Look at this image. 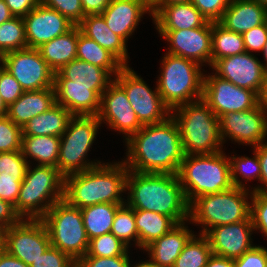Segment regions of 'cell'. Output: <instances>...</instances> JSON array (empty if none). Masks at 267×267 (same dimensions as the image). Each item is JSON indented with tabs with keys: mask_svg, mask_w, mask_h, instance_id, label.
<instances>
[{
	"mask_svg": "<svg viewBox=\"0 0 267 267\" xmlns=\"http://www.w3.org/2000/svg\"><path fill=\"white\" fill-rule=\"evenodd\" d=\"M128 170L139 173L177 174L184 158L180 131L169 116L164 122L143 125L126 141Z\"/></svg>",
	"mask_w": 267,
	"mask_h": 267,
	"instance_id": "cell-1",
	"label": "cell"
},
{
	"mask_svg": "<svg viewBox=\"0 0 267 267\" xmlns=\"http://www.w3.org/2000/svg\"><path fill=\"white\" fill-rule=\"evenodd\" d=\"M126 204L171 217L177 224L189 221V203L177 174L128 171Z\"/></svg>",
	"mask_w": 267,
	"mask_h": 267,
	"instance_id": "cell-2",
	"label": "cell"
},
{
	"mask_svg": "<svg viewBox=\"0 0 267 267\" xmlns=\"http://www.w3.org/2000/svg\"><path fill=\"white\" fill-rule=\"evenodd\" d=\"M113 163V164H112ZM101 163L64 177V199L79 209L101 203L126 204L128 168L123 161Z\"/></svg>",
	"mask_w": 267,
	"mask_h": 267,
	"instance_id": "cell-3",
	"label": "cell"
},
{
	"mask_svg": "<svg viewBox=\"0 0 267 267\" xmlns=\"http://www.w3.org/2000/svg\"><path fill=\"white\" fill-rule=\"evenodd\" d=\"M171 116L178 125L185 155L222 151L219 118L203 99L176 107Z\"/></svg>",
	"mask_w": 267,
	"mask_h": 267,
	"instance_id": "cell-4",
	"label": "cell"
},
{
	"mask_svg": "<svg viewBox=\"0 0 267 267\" xmlns=\"http://www.w3.org/2000/svg\"><path fill=\"white\" fill-rule=\"evenodd\" d=\"M223 151L184 155L177 176L189 205L200 196L234 187L230 159Z\"/></svg>",
	"mask_w": 267,
	"mask_h": 267,
	"instance_id": "cell-5",
	"label": "cell"
},
{
	"mask_svg": "<svg viewBox=\"0 0 267 267\" xmlns=\"http://www.w3.org/2000/svg\"><path fill=\"white\" fill-rule=\"evenodd\" d=\"M232 187L229 190L206 194L196 198L189 205V222L202 225L200 234H206L213 227L247 220L251 212L253 191Z\"/></svg>",
	"mask_w": 267,
	"mask_h": 267,
	"instance_id": "cell-6",
	"label": "cell"
},
{
	"mask_svg": "<svg viewBox=\"0 0 267 267\" xmlns=\"http://www.w3.org/2000/svg\"><path fill=\"white\" fill-rule=\"evenodd\" d=\"M161 60L157 88L170 110L202 99L204 73L200 64L170 53L164 54Z\"/></svg>",
	"mask_w": 267,
	"mask_h": 267,
	"instance_id": "cell-7",
	"label": "cell"
},
{
	"mask_svg": "<svg viewBox=\"0 0 267 267\" xmlns=\"http://www.w3.org/2000/svg\"><path fill=\"white\" fill-rule=\"evenodd\" d=\"M28 165L20 185L16 212L22 219H41L50 207L64 199V176L53 166Z\"/></svg>",
	"mask_w": 267,
	"mask_h": 267,
	"instance_id": "cell-8",
	"label": "cell"
},
{
	"mask_svg": "<svg viewBox=\"0 0 267 267\" xmlns=\"http://www.w3.org/2000/svg\"><path fill=\"white\" fill-rule=\"evenodd\" d=\"M41 220L47 228L52 247L58 248L75 262L87 254L89 239L81 209L62 199L53 204Z\"/></svg>",
	"mask_w": 267,
	"mask_h": 267,
	"instance_id": "cell-9",
	"label": "cell"
},
{
	"mask_svg": "<svg viewBox=\"0 0 267 267\" xmlns=\"http://www.w3.org/2000/svg\"><path fill=\"white\" fill-rule=\"evenodd\" d=\"M101 126L97 116H73L70 119L66 131L60 137L57 163V168L64 177L102 163L100 160L96 162L87 159Z\"/></svg>",
	"mask_w": 267,
	"mask_h": 267,
	"instance_id": "cell-10",
	"label": "cell"
},
{
	"mask_svg": "<svg viewBox=\"0 0 267 267\" xmlns=\"http://www.w3.org/2000/svg\"><path fill=\"white\" fill-rule=\"evenodd\" d=\"M112 78L125 91L129 103L143 125L158 124L171 116V110L163 103L157 85L152 90L129 65L124 66Z\"/></svg>",
	"mask_w": 267,
	"mask_h": 267,
	"instance_id": "cell-11",
	"label": "cell"
},
{
	"mask_svg": "<svg viewBox=\"0 0 267 267\" xmlns=\"http://www.w3.org/2000/svg\"><path fill=\"white\" fill-rule=\"evenodd\" d=\"M4 250L30 266L50 246L47 228L41 219H22L0 234Z\"/></svg>",
	"mask_w": 267,
	"mask_h": 267,
	"instance_id": "cell-12",
	"label": "cell"
},
{
	"mask_svg": "<svg viewBox=\"0 0 267 267\" xmlns=\"http://www.w3.org/2000/svg\"><path fill=\"white\" fill-rule=\"evenodd\" d=\"M202 99L218 118L229 112L251 110L259 104L255 91L238 87L213 73L204 74Z\"/></svg>",
	"mask_w": 267,
	"mask_h": 267,
	"instance_id": "cell-13",
	"label": "cell"
},
{
	"mask_svg": "<svg viewBox=\"0 0 267 267\" xmlns=\"http://www.w3.org/2000/svg\"><path fill=\"white\" fill-rule=\"evenodd\" d=\"M219 124L223 143L229 138L253 148L267 142V109L260 103L251 110L222 115Z\"/></svg>",
	"mask_w": 267,
	"mask_h": 267,
	"instance_id": "cell-14",
	"label": "cell"
},
{
	"mask_svg": "<svg viewBox=\"0 0 267 267\" xmlns=\"http://www.w3.org/2000/svg\"><path fill=\"white\" fill-rule=\"evenodd\" d=\"M4 68L24 91L54 88V72L38 49L27 47L4 54Z\"/></svg>",
	"mask_w": 267,
	"mask_h": 267,
	"instance_id": "cell-15",
	"label": "cell"
},
{
	"mask_svg": "<svg viewBox=\"0 0 267 267\" xmlns=\"http://www.w3.org/2000/svg\"><path fill=\"white\" fill-rule=\"evenodd\" d=\"M157 31L170 44L166 53L212 66V22L193 29Z\"/></svg>",
	"mask_w": 267,
	"mask_h": 267,
	"instance_id": "cell-16",
	"label": "cell"
},
{
	"mask_svg": "<svg viewBox=\"0 0 267 267\" xmlns=\"http://www.w3.org/2000/svg\"><path fill=\"white\" fill-rule=\"evenodd\" d=\"M99 121L122 133L124 141L138 132L143 124L133 110L125 91L113 81L101 95Z\"/></svg>",
	"mask_w": 267,
	"mask_h": 267,
	"instance_id": "cell-17",
	"label": "cell"
},
{
	"mask_svg": "<svg viewBox=\"0 0 267 267\" xmlns=\"http://www.w3.org/2000/svg\"><path fill=\"white\" fill-rule=\"evenodd\" d=\"M28 48H39L46 42L65 34L75 24L56 10L40 2L23 17Z\"/></svg>",
	"mask_w": 267,
	"mask_h": 267,
	"instance_id": "cell-18",
	"label": "cell"
},
{
	"mask_svg": "<svg viewBox=\"0 0 267 267\" xmlns=\"http://www.w3.org/2000/svg\"><path fill=\"white\" fill-rule=\"evenodd\" d=\"M215 75L232 82L234 85L259 94L262 83L264 68L262 61L256 55L243 52L238 55L221 58L212 66Z\"/></svg>",
	"mask_w": 267,
	"mask_h": 267,
	"instance_id": "cell-19",
	"label": "cell"
},
{
	"mask_svg": "<svg viewBox=\"0 0 267 267\" xmlns=\"http://www.w3.org/2000/svg\"><path fill=\"white\" fill-rule=\"evenodd\" d=\"M253 231L250 216L244 221L213 227L205 235L214 255L234 260L255 246L251 237Z\"/></svg>",
	"mask_w": 267,
	"mask_h": 267,
	"instance_id": "cell-20",
	"label": "cell"
},
{
	"mask_svg": "<svg viewBox=\"0 0 267 267\" xmlns=\"http://www.w3.org/2000/svg\"><path fill=\"white\" fill-rule=\"evenodd\" d=\"M144 14L152 16L147 0H110L101 13L108 28L126 42L136 31Z\"/></svg>",
	"mask_w": 267,
	"mask_h": 267,
	"instance_id": "cell-21",
	"label": "cell"
},
{
	"mask_svg": "<svg viewBox=\"0 0 267 267\" xmlns=\"http://www.w3.org/2000/svg\"><path fill=\"white\" fill-rule=\"evenodd\" d=\"M111 77L106 69L76 58L54 73V86L89 87L101 96L114 81Z\"/></svg>",
	"mask_w": 267,
	"mask_h": 267,
	"instance_id": "cell-22",
	"label": "cell"
},
{
	"mask_svg": "<svg viewBox=\"0 0 267 267\" xmlns=\"http://www.w3.org/2000/svg\"><path fill=\"white\" fill-rule=\"evenodd\" d=\"M156 30H186L204 26L208 20L191 3L150 5Z\"/></svg>",
	"mask_w": 267,
	"mask_h": 267,
	"instance_id": "cell-23",
	"label": "cell"
},
{
	"mask_svg": "<svg viewBox=\"0 0 267 267\" xmlns=\"http://www.w3.org/2000/svg\"><path fill=\"white\" fill-rule=\"evenodd\" d=\"M185 223L187 222L177 224L165 235L154 240L143 249V251L148 252L151 262L161 267L174 266L176 258L195 234Z\"/></svg>",
	"mask_w": 267,
	"mask_h": 267,
	"instance_id": "cell-24",
	"label": "cell"
},
{
	"mask_svg": "<svg viewBox=\"0 0 267 267\" xmlns=\"http://www.w3.org/2000/svg\"><path fill=\"white\" fill-rule=\"evenodd\" d=\"M267 21V9L255 0H232L219 23L232 32L243 34Z\"/></svg>",
	"mask_w": 267,
	"mask_h": 267,
	"instance_id": "cell-25",
	"label": "cell"
},
{
	"mask_svg": "<svg viewBox=\"0 0 267 267\" xmlns=\"http://www.w3.org/2000/svg\"><path fill=\"white\" fill-rule=\"evenodd\" d=\"M80 31L87 38L96 41L101 47L112 53L124 66H128L127 42L113 33L101 14L85 15L78 24Z\"/></svg>",
	"mask_w": 267,
	"mask_h": 267,
	"instance_id": "cell-26",
	"label": "cell"
},
{
	"mask_svg": "<svg viewBox=\"0 0 267 267\" xmlns=\"http://www.w3.org/2000/svg\"><path fill=\"white\" fill-rule=\"evenodd\" d=\"M56 103L55 89L47 88L24 93L7 110V117L23 127L34 116L40 115Z\"/></svg>",
	"mask_w": 267,
	"mask_h": 267,
	"instance_id": "cell-27",
	"label": "cell"
},
{
	"mask_svg": "<svg viewBox=\"0 0 267 267\" xmlns=\"http://www.w3.org/2000/svg\"><path fill=\"white\" fill-rule=\"evenodd\" d=\"M56 103L67 109L73 116H97L101 96L89 87L54 86Z\"/></svg>",
	"mask_w": 267,
	"mask_h": 267,
	"instance_id": "cell-28",
	"label": "cell"
},
{
	"mask_svg": "<svg viewBox=\"0 0 267 267\" xmlns=\"http://www.w3.org/2000/svg\"><path fill=\"white\" fill-rule=\"evenodd\" d=\"M77 41L78 25H75L65 34L44 43L37 49L49 68L55 73L76 59Z\"/></svg>",
	"mask_w": 267,
	"mask_h": 267,
	"instance_id": "cell-29",
	"label": "cell"
},
{
	"mask_svg": "<svg viewBox=\"0 0 267 267\" xmlns=\"http://www.w3.org/2000/svg\"><path fill=\"white\" fill-rule=\"evenodd\" d=\"M73 115L60 104L55 103L51 108L34 116L22 127V135L27 136H59L66 131Z\"/></svg>",
	"mask_w": 267,
	"mask_h": 267,
	"instance_id": "cell-30",
	"label": "cell"
},
{
	"mask_svg": "<svg viewBox=\"0 0 267 267\" xmlns=\"http://www.w3.org/2000/svg\"><path fill=\"white\" fill-rule=\"evenodd\" d=\"M59 145V136L22 135L21 151L28 164H32L30 160L33 159L37 162V164L35 162V165L53 166L57 168Z\"/></svg>",
	"mask_w": 267,
	"mask_h": 267,
	"instance_id": "cell-31",
	"label": "cell"
},
{
	"mask_svg": "<svg viewBox=\"0 0 267 267\" xmlns=\"http://www.w3.org/2000/svg\"><path fill=\"white\" fill-rule=\"evenodd\" d=\"M134 216L140 250L177 225L171 217L153 211L134 209Z\"/></svg>",
	"mask_w": 267,
	"mask_h": 267,
	"instance_id": "cell-32",
	"label": "cell"
},
{
	"mask_svg": "<svg viewBox=\"0 0 267 267\" xmlns=\"http://www.w3.org/2000/svg\"><path fill=\"white\" fill-rule=\"evenodd\" d=\"M76 58L106 69L114 77L124 67L112 53L101 47L96 41L83 35L79 27Z\"/></svg>",
	"mask_w": 267,
	"mask_h": 267,
	"instance_id": "cell-33",
	"label": "cell"
},
{
	"mask_svg": "<svg viewBox=\"0 0 267 267\" xmlns=\"http://www.w3.org/2000/svg\"><path fill=\"white\" fill-rule=\"evenodd\" d=\"M123 204L101 203L81 208L83 224L88 239L111 233L116 211Z\"/></svg>",
	"mask_w": 267,
	"mask_h": 267,
	"instance_id": "cell-34",
	"label": "cell"
},
{
	"mask_svg": "<svg viewBox=\"0 0 267 267\" xmlns=\"http://www.w3.org/2000/svg\"><path fill=\"white\" fill-rule=\"evenodd\" d=\"M246 52L243 36L212 22V65L221 58Z\"/></svg>",
	"mask_w": 267,
	"mask_h": 267,
	"instance_id": "cell-35",
	"label": "cell"
},
{
	"mask_svg": "<svg viewBox=\"0 0 267 267\" xmlns=\"http://www.w3.org/2000/svg\"><path fill=\"white\" fill-rule=\"evenodd\" d=\"M212 254L208 237L205 234H194L176 258L173 267H205Z\"/></svg>",
	"mask_w": 267,
	"mask_h": 267,
	"instance_id": "cell-36",
	"label": "cell"
},
{
	"mask_svg": "<svg viewBox=\"0 0 267 267\" xmlns=\"http://www.w3.org/2000/svg\"><path fill=\"white\" fill-rule=\"evenodd\" d=\"M253 158L248 156H237L231 155L229 156L230 159V168H231V180L233 186L243 189H248L246 183L250 180L257 179L260 183V176H261V167H260V160L258 157L257 151L253 148ZM242 180L240 181V176Z\"/></svg>",
	"mask_w": 267,
	"mask_h": 267,
	"instance_id": "cell-37",
	"label": "cell"
},
{
	"mask_svg": "<svg viewBox=\"0 0 267 267\" xmlns=\"http://www.w3.org/2000/svg\"><path fill=\"white\" fill-rule=\"evenodd\" d=\"M27 48L22 17H13L0 25V51L4 54Z\"/></svg>",
	"mask_w": 267,
	"mask_h": 267,
	"instance_id": "cell-38",
	"label": "cell"
},
{
	"mask_svg": "<svg viewBox=\"0 0 267 267\" xmlns=\"http://www.w3.org/2000/svg\"><path fill=\"white\" fill-rule=\"evenodd\" d=\"M111 233L128 248L132 244L138 247V231L135 224L134 209L130 208L127 204H123L116 211Z\"/></svg>",
	"mask_w": 267,
	"mask_h": 267,
	"instance_id": "cell-39",
	"label": "cell"
},
{
	"mask_svg": "<svg viewBox=\"0 0 267 267\" xmlns=\"http://www.w3.org/2000/svg\"><path fill=\"white\" fill-rule=\"evenodd\" d=\"M129 248L112 233L103 234L89 240L85 256L114 257L124 255Z\"/></svg>",
	"mask_w": 267,
	"mask_h": 267,
	"instance_id": "cell-40",
	"label": "cell"
},
{
	"mask_svg": "<svg viewBox=\"0 0 267 267\" xmlns=\"http://www.w3.org/2000/svg\"><path fill=\"white\" fill-rule=\"evenodd\" d=\"M22 127L7 116L0 117V153L21 150Z\"/></svg>",
	"mask_w": 267,
	"mask_h": 267,
	"instance_id": "cell-41",
	"label": "cell"
},
{
	"mask_svg": "<svg viewBox=\"0 0 267 267\" xmlns=\"http://www.w3.org/2000/svg\"><path fill=\"white\" fill-rule=\"evenodd\" d=\"M250 216L254 231L259 230L267 238V192H253Z\"/></svg>",
	"mask_w": 267,
	"mask_h": 267,
	"instance_id": "cell-42",
	"label": "cell"
},
{
	"mask_svg": "<svg viewBox=\"0 0 267 267\" xmlns=\"http://www.w3.org/2000/svg\"><path fill=\"white\" fill-rule=\"evenodd\" d=\"M41 2L67 17L75 25H78L85 16L81 0H41Z\"/></svg>",
	"mask_w": 267,
	"mask_h": 267,
	"instance_id": "cell-43",
	"label": "cell"
},
{
	"mask_svg": "<svg viewBox=\"0 0 267 267\" xmlns=\"http://www.w3.org/2000/svg\"><path fill=\"white\" fill-rule=\"evenodd\" d=\"M28 162L21 150L0 153V174L25 175Z\"/></svg>",
	"mask_w": 267,
	"mask_h": 267,
	"instance_id": "cell-44",
	"label": "cell"
},
{
	"mask_svg": "<svg viewBox=\"0 0 267 267\" xmlns=\"http://www.w3.org/2000/svg\"><path fill=\"white\" fill-rule=\"evenodd\" d=\"M30 267H76V262L58 248L50 246Z\"/></svg>",
	"mask_w": 267,
	"mask_h": 267,
	"instance_id": "cell-45",
	"label": "cell"
},
{
	"mask_svg": "<svg viewBox=\"0 0 267 267\" xmlns=\"http://www.w3.org/2000/svg\"><path fill=\"white\" fill-rule=\"evenodd\" d=\"M129 252L114 257L83 256L76 262V267H133Z\"/></svg>",
	"mask_w": 267,
	"mask_h": 267,
	"instance_id": "cell-46",
	"label": "cell"
},
{
	"mask_svg": "<svg viewBox=\"0 0 267 267\" xmlns=\"http://www.w3.org/2000/svg\"><path fill=\"white\" fill-rule=\"evenodd\" d=\"M23 93L24 90L20 83L5 68H3L0 72V96L5 105L9 107Z\"/></svg>",
	"mask_w": 267,
	"mask_h": 267,
	"instance_id": "cell-47",
	"label": "cell"
},
{
	"mask_svg": "<svg viewBox=\"0 0 267 267\" xmlns=\"http://www.w3.org/2000/svg\"><path fill=\"white\" fill-rule=\"evenodd\" d=\"M232 0H191L209 22H219Z\"/></svg>",
	"mask_w": 267,
	"mask_h": 267,
	"instance_id": "cell-48",
	"label": "cell"
},
{
	"mask_svg": "<svg viewBox=\"0 0 267 267\" xmlns=\"http://www.w3.org/2000/svg\"><path fill=\"white\" fill-rule=\"evenodd\" d=\"M24 177L25 175L0 174V198L15 206Z\"/></svg>",
	"mask_w": 267,
	"mask_h": 267,
	"instance_id": "cell-49",
	"label": "cell"
},
{
	"mask_svg": "<svg viewBox=\"0 0 267 267\" xmlns=\"http://www.w3.org/2000/svg\"><path fill=\"white\" fill-rule=\"evenodd\" d=\"M245 51L249 53L262 52L267 42V21L242 34Z\"/></svg>",
	"mask_w": 267,
	"mask_h": 267,
	"instance_id": "cell-50",
	"label": "cell"
},
{
	"mask_svg": "<svg viewBox=\"0 0 267 267\" xmlns=\"http://www.w3.org/2000/svg\"><path fill=\"white\" fill-rule=\"evenodd\" d=\"M235 267H267V248L255 245L242 256L234 259Z\"/></svg>",
	"mask_w": 267,
	"mask_h": 267,
	"instance_id": "cell-51",
	"label": "cell"
},
{
	"mask_svg": "<svg viewBox=\"0 0 267 267\" xmlns=\"http://www.w3.org/2000/svg\"><path fill=\"white\" fill-rule=\"evenodd\" d=\"M22 220L16 212L14 205L0 198V234L12 225L18 224Z\"/></svg>",
	"mask_w": 267,
	"mask_h": 267,
	"instance_id": "cell-52",
	"label": "cell"
},
{
	"mask_svg": "<svg viewBox=\"0 0 267 267\" xmlns=\"http://www.w3.org/2000/svg\"><path fill=\"white\" fill-rule=\"evenodd\" d=\"M257 153L260 160L261 176L260 185L257 187H252L251 191L257 192H267V142L262 143L259 146L253 147ZM265 186V187H264ZM253 189V190H252Z\"/></svg>",
	"mask_w": 267,
	"mask_h": 267,
	"instance_id": "cell-53",
	"label": "cell"
},
{
	"mask_svg": "<svg viewBox=\"0 0 267 267\" xmlns=\"http://www.w3.org/2000/svg\"><path fill=\"white\" fill-rule=\"evenodd\" d=\"M14 17H24L33 8H35L41 0H4Z\"/></svg>",
	"mask_w": 267,
	"mask_h": 267,
	"instance_id": "cell-54",
	"label": "cell"
},
{
	"mask_svg": "<svg viewBox=\"0 0 267 267\" xmlns=\"http://www.w3.org/2000/svg\"><path fill=\"white\" fill-rule=\"evenodd\" d=\"M85 15L101 14L109 5L110 0H81Z\"/></svg>",
	"mask_w": 267,
	"mask_h": 267,
	"instance_id": "cell-55",
	"label": "cell"
},
{
	"mask_svg": "<svg viewBox=\"0 0 267 267\" xmlns=\"http://www.w3.org/2000/svg\"><path fill=\"white\" fill-rule=\"evenodd\" d=\"M0 267H30L23 261L3 250L0 254Z\"/></svg>",
	"mask_w": 267,
	"mask_h": 267,
	"instance_id": "cell-56",
	"label": "cell"
},
{
	"mask_svg": "<svg viewBox=\"0 0 267 267\" xmlns=\"http://www.w3.org/2000/svg\"><path fill=\"white\" fill-rule=\"evenodd\" d=\"M205 267H235L233 259L212 254Z\"/></svg>",
	"mask_w": 267,
	"mask_h": 267,
	"instance_id": "cell-57",
	"label": "cell"
},
{
	"mask_svg": "<svg viewBox=\"0 0 267 267\" xmlns=\"http://www.w3.org/2000/svg\"><path fill=\"white\" fill-rule=\"evenodd\" d=\"M259 103L267 109V70H264L263 83L258 94Z\"/></svg>",
	"mask_w": 267,
	"mask_h": 267,
	"instance_id": "cell-58",
	"label": "cell"
},
{
	"mask_svg": "<svg viewBox=\"0 0 267 267\" xmlns=\"http://www.w3.org/2000/svg\"><path fill=\"white\" fill-rule=\"evenodd\" d=\"M14 16L11 14L9 7L4 0H0V25L5 21L10 20Z\"/></svg>",
	"mask_w": 267,
	"mask_h": 267,
	"instance_id": "cell-59",
	"label": "cell"
},
{
	"mask_svg": "<svg viewBox=\"0 0 267 267\" xmlns=\"http://www.w3.org/2000/svg\"><path fill=\"white\" fill-rule=\"evenodd\" d=\"M187 2H191V0H153L150 5H171Z\"/></svg>",
	"mask_w": 267,
	"mask_h": 267,
	"instance_id": "cell-60",
	"label": "cell"
},
{
	"mask_svg": "<svg viewBox=\"0 0 267 267\" xmlns=\"http://www.w3.org/2000/svg\"><path fill=\"white\" fill-rule=\"evenodd\" d=\"M141 263H136L135 265L133 264V267H161L160 265H156L150 260L147 261H139Z\"/></svg>",
	"mask_w": 267,
	"mask_h": 267,
	"instance_id": "cell-61",
	"label": "cell"
},
{
	"mask_svg": "<svg viewBox=\"0 0 267 267\" xmlns=\"http://www.w3.org/2000/svg\"><path fill=\"white\" fill-rule=\"evenodd\" d=\"M8 107L5 105L2 97L0 96V117L7 115Z\"/></svg>",
	"mask_w": 267,
	"mask_h": 267,
	"instance_id": "cell-62",
	"label": "cell"
},
{
	"mask_svg": "<svg viewBox=\"0 0 267 267\" xmlns=\"http://www.w3.org/2000/svg\"><path fill=\"white\" fill-rule=\"evenodd\" d=\"M264 61L262 63L264 70H267V42L262 50Z\"/></svg>",
	"mask_w": 267,
	"mask_h": 267,
	"instance_id": "cell-63",
	"label": "cell"
},
{
	"mask_svg": "<svg viewBox=\"0 0 267 267\" xmlns=\"http://www.w3.org/2000/svg\"><path fill=\"white\" fill-rule=\"evenodd\" d=\"M259 4H261L264 8L267 9V0H255Z\"/></svg>",
	"mask_w": 267,
	"mask_h": 267,
	"instance_id": "cell-64",
	"label": "cell"
},
{
	"mask_svg": "<svg viewBox=\"0 0 267 267\" xmlns=\"http://www.w3.org/2000/svg\"><path fill=\"white\" fill-rule=\"evenodd\" d=\"M0 66H4V55L1 51H0Z\"/></svg>",
	"mask_w": 267,
	"mask_h": 267,
	"instance_id": "cell-65",
	"label": "cell"
},
{
	"mask_svg": "<svg viewBox=\"0 0 267 267\" xmlns=\"http://www.w3.org/2000/svg\"><path fill=\"white\" fill-rule=\"evenodd\" d=\"M4 250V246H3V243H2V241H1V239H0V254H1V252Z\"/></svg>",
	"mask_w": 267,
	"mask_h": 267,
	"instance_id": "cell-66",
	"label": "cell"
},
{
	"mask_svg": "<svg viewBox=\"0 0 267 267\" xmlns=\"http://www.w3.org/2000/svg\"><path fill=\"white\" fill-rule=\"evenodd\" d=\"M3 68H4V66H0V72L2 71Z\"/></svg>",
	"mask_w": 267,
	"mask_h": 267,
	"instance_id": "cell-67",
	"label": "cell"
}]
</instances>
